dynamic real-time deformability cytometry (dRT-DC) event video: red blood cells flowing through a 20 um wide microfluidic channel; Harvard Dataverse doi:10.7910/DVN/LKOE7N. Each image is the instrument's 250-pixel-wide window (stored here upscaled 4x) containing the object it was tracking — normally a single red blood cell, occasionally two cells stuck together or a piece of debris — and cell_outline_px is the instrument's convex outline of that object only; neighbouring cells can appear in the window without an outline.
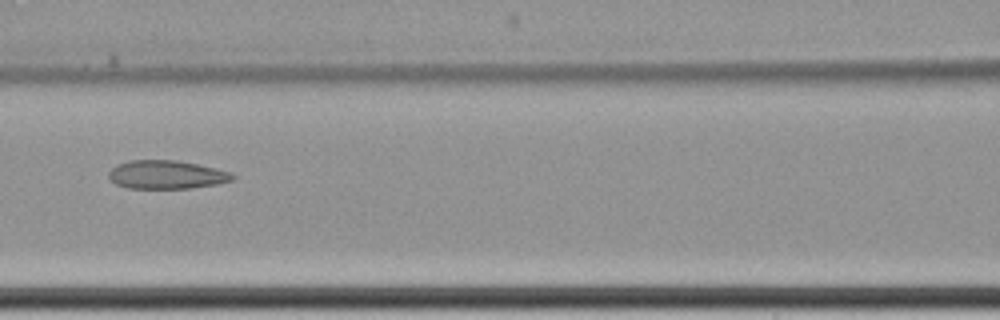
{"species": "common noctule bat (a hibernating species)", "species_latin": "Nyctalus noctula", "temperature_condition": "cold", "stored_images_in_passage": 9, "camera_frame_rate_fps": 3000, "um_per_image_px": 0.085, "animal": {"sex": "female", "body_mass_g": 22.7, "forearm_length_mm": 54.2}, "frame": {"image": 1, "passage_image": 8, "time_ms": 9.333, "image_size_px": [1000, 320], "cell_outline_px": [[236, 176], [232, 180], [216, 184], [188, 188], [128, 188], [116, 184], [108, 176], [108, 172], [116, 164], [128, 160], [176, 160], [216, 168], [232, 172]], "centroid_in_image_um": [14.14, 14.84], "position_along_channel_um": 152.5, "area_um2": 20.52}}
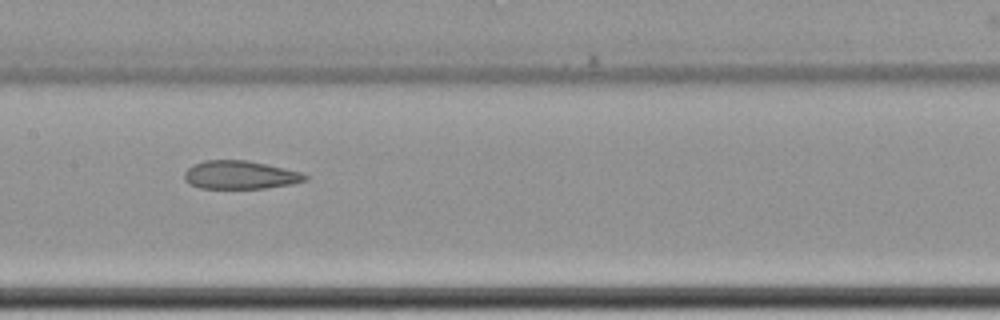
{"frame": {"image": 2, "passage_image": 9, "time_ms": 10.333, "image_size_px": [1000, 320], "cell_outline_px": [[308, 180], [292, 184], [264, 188], [200, 188], [188, 184], [184, 180], [184, 172], [192, 164], [204, 160], [248, 160], [284, 168], [300, 172], [308, 176]], "centroid_in_image_um": [20.38, 14.87], "position_along_channel_um": 187.0, "area_um2": 20.0}}